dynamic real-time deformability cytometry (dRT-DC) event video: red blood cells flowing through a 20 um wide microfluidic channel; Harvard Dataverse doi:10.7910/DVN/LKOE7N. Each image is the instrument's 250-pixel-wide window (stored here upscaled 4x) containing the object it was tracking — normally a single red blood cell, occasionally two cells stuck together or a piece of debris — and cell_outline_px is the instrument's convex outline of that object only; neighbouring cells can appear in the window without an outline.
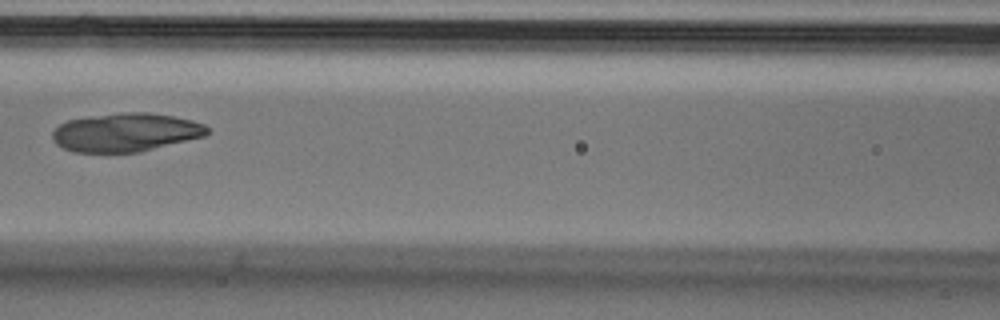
{"species": "Egyptian fruit bat (a non-hibernating species)", "species_latin": "Rousettus aegyptiacus", "temperature_condition": "cold", "stored_images_in_passage": 6, "camera_frame_rate_fps": 3000, "um_per_image_px": 0.085, "animal": {"sex": "male"}, "frame": {"image": 1, "passage_image": 6, "time_ms": 1.667, "image_size_px": [1000, 320], "cell_outline_px": [[208, 132], [204, 136], [140, 152], [72, 152], [56, 144], [52, 140], [52, 132], [60, 124], [68, 120], [88, 116], [124, 112], [148, 112], [172, 116], [192, 120], [204, 124], [208, 128]], "centroid_in_image_um": [10.66, 11.25], "position_along_channel_um": 155.9, "area_um2": 34.74}}